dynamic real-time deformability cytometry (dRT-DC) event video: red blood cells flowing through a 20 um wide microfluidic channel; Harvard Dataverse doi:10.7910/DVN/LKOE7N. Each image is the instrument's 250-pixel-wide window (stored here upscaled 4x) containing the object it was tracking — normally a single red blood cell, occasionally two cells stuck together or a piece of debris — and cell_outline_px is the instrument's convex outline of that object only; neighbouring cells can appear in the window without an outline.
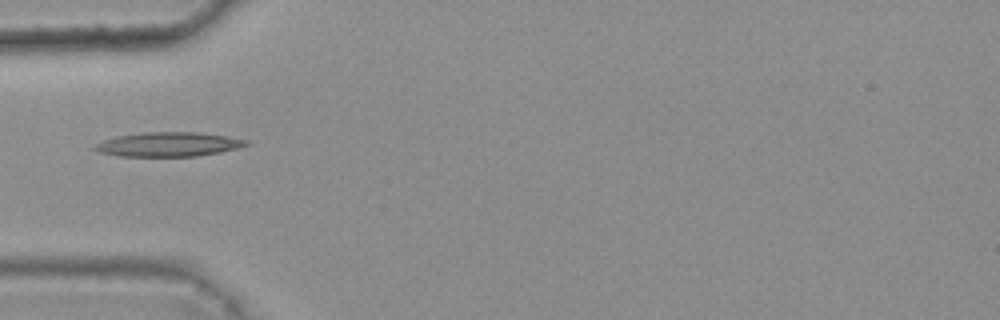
{"species": "common noctule bat (a hibernating species)", "species_latin": "Nyctalus noctula", "temperature_condition": "warm", "stored_images_in_passage": 6, "camera_frame_rate_fps": 3000, "um_per_image_px": 0.085, "animal": {"sex": "female", "body_mass_g": 25.1}, "frame": {"image": 1, "passage_image": 3, "time_ms": 0.667, "image_size_px": [1000, 320], "cell_outline_px": [[252, 144], [220, 152], [196, 156], [120, 156], [100, 152], [92, 148], [96, 144], [104, 140], [116, 136], [144, 132], [196, 132], [228, 136], [248, 140]], "centroid_in_image_um": [14.35, 12.26], "position_along_channel_um": 70.7, "area_um2": 21.39}}
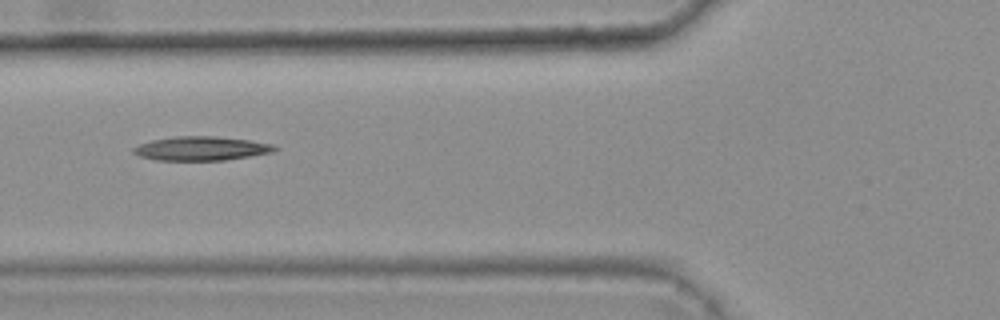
{"frame": {"image": 2, "passage_image": 4, "time_ms": 1.0, "image_size_px": [1000, 320], "cell_outline_px": [[280, 148], [272, 152], [252, 156], [224, 160], [156, 160], [140, 156], [132, 152], [132, 148], [140, 144], [152, 140], [176, 136], [216, 136], [252, 140], [272, 144]], "centroid_in_image_um": [17.14, 12.61], "position_along_channel_um": 108.7, "area_um2": 19.83}}
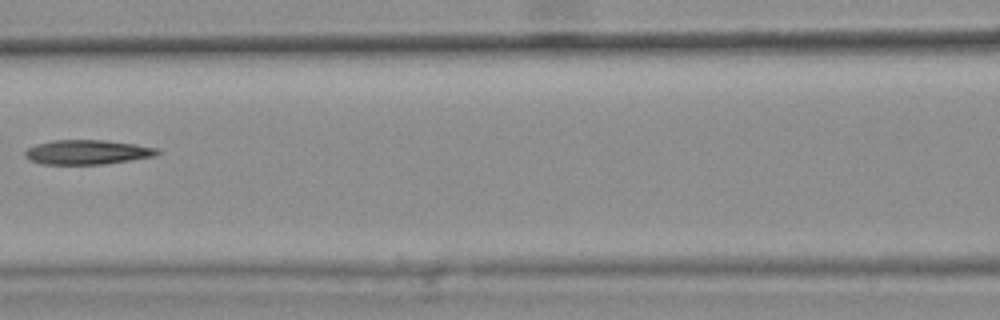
{"frame": {"image": 3, "passage_image": 5, "time_ms": 1.333, "image_size_px": [1000, 320], "cell_outline_px": [[160, 152], [156, 156], [104, 164], [40, 164], [24, 156], [24, 152], [28, 148], [36, 144], [52, 140], [108, 140], [136, 144], [156, 148]], "centroid_in_image_um": [7.42, 12.93], "position_along_channel_um": 159.2, "area_um2": 18.9}}